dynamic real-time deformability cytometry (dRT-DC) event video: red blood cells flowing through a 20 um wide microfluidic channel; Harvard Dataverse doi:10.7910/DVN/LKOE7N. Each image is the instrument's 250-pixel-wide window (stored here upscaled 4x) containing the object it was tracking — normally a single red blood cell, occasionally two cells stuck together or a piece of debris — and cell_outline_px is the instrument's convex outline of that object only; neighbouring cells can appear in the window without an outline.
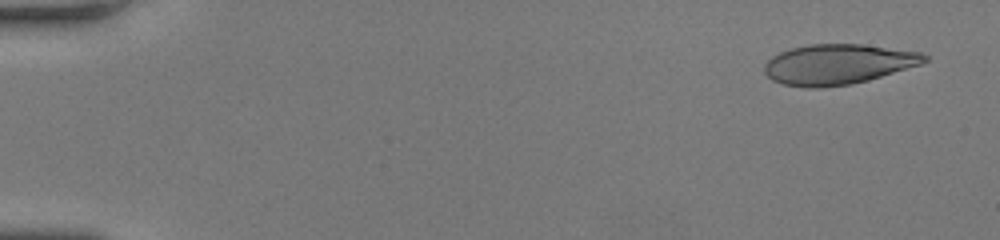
{"species": "human", "species_latin": "Homo sapiens", "temperature_condition": "room temperature", "stored_images_in_passage": 53, "camera_frame_rate_fps": 3000, "um_per_image_px": 0.085, "donor": {"sex": "female"}, "frame": {"image": 1, "passage_image": 3, "time_ms": 0.667, "image_size_px": [1000, 240], "cell_outline_px": [[928, 60], [920, 64], [868, 80], [852, 84], [820, 88], [808, 88], [784, 84], [772, 80], [764, 72], [764, 64], [772, 56], [780, 52], [792, 48], [808, 44], [860, 44], [920, 52], [928, 56]], "centroid_in_image_um": [71.19, 5.46], "position_along_channel_um": 13.8, "area_um2": 37.34}}
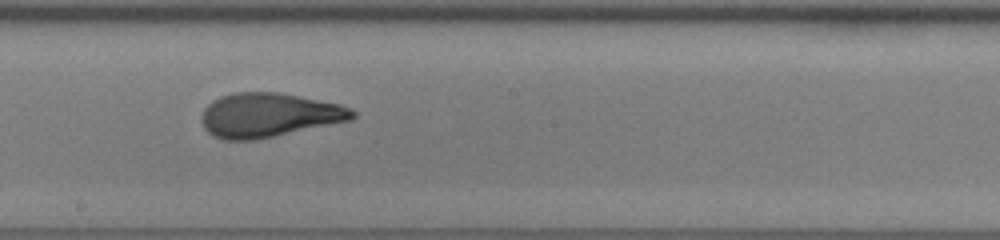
{"frame": {"image": 2, "passage_image": 31, "time_ms": 10.0, "image_size_px": [1000, 240], "cell_outline_px": [[356, 116], [352, 120], [256, 140], [224, 140], [212, 136], [204, 128], [200, 120], [200, 116], [204, 108], [212, 100], [220, 96], [232, 92], [280, 92], [340, 104], [352, 108], [356, 112]], "centroid_in_image_um": [22.83, 9.78], "position_along_channel_um": 225.4, "area_um2": 39.3}}
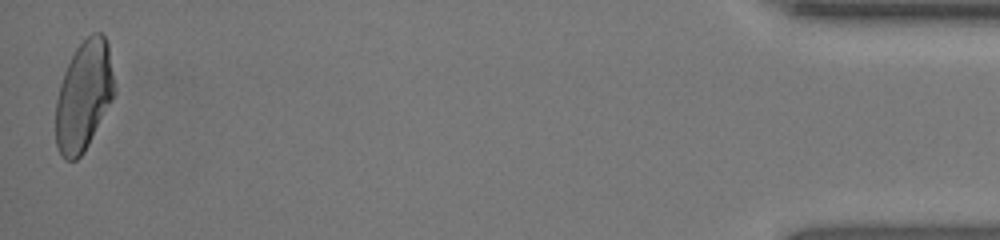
{"frame": {"image": 3, "passage_image": 53, "time_ms": 17.333, "image_size_px": [1000, 240], "cell_outline_px": [[116, 92], [112, 100], [84, 152], [76, 160], [64, 160], [60, 156], [56, 144], [56, 100], [60, 84], [64, 72], [76, 48], [92, 32], [100, 32], [104, 36], [108, 44], [116, 88]], "centroid_in_image_um": [7.13, 8.15], "position_along_channel_um": 428.1, "area_um2": 37.51}, "authors_computed_cell_mechanics": {"area_um2": 37.9746, "velocity_mm_per_s": 3.93, "shape_relaxation_time_tau1_ms": 6.3943, "shape_relaxation_time_tau2_ms": 0.7657, "deformation_change_tau1": 0.2508, "deformation_change_tau2": 0.0763}}